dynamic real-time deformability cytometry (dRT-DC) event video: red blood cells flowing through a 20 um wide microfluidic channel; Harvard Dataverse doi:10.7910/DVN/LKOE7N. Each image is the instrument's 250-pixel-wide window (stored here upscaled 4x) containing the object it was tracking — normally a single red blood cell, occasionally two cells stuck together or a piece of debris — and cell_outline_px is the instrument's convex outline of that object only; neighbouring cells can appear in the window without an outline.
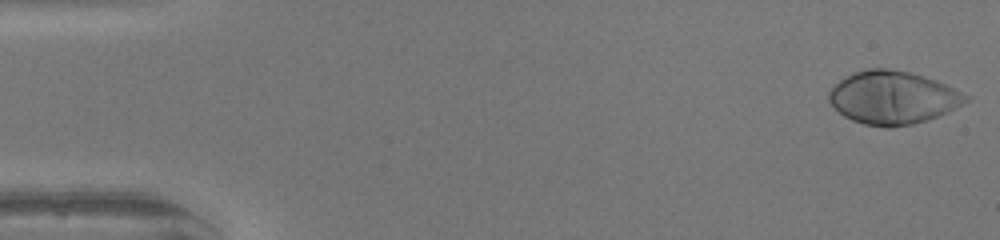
{"species": "human", "species_latin": "Homo sapiens", "temperature_condition": "warm", "stored_images_in_passage": 49, "camera_frame_rate_fps": 3000, "um_per_image_px": 0.085, "donor": {"sex": "female"}, "frame": {"image": 1, "passage_image": 1, "time_ms": 0.0, "image_size_px": [1000, 240], "cell_outline_px": [[972, 96], [968, 100], [948, 112], [928, 120], [912, 124], [888, 128], [884, 128], [864, 124], [852, 120], [844, 116], [828, 100], [828, 92], [844, 76], [852, 72], [868, 68], [884, 68], [912, 72], [936, 80]], "centroid_in_image_um": [75.9, 8.29], "position_along_channel_um": 9.1, "area_um2": 42.48}}
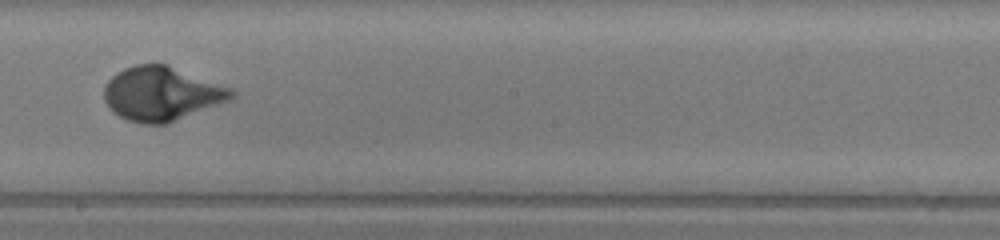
{"frame": {"image": 2, "passage_image": 28, "time_ms": 9.0, "image_size_px": [1000, 240], "cell_outline_px": [[240, 92], [236, 96], [228, 100], [168, 124], [144, 124], [128, 120], [112, 112], [108, 108], [104, 100], [104, 84], [116, 72], [124, 68], [136, 64], [164, 64], [232, 88]], "centroid_in_image_um": [13.71, 7.97], "position_along_channel_um": 234.5, "area_um2": 40.11}}
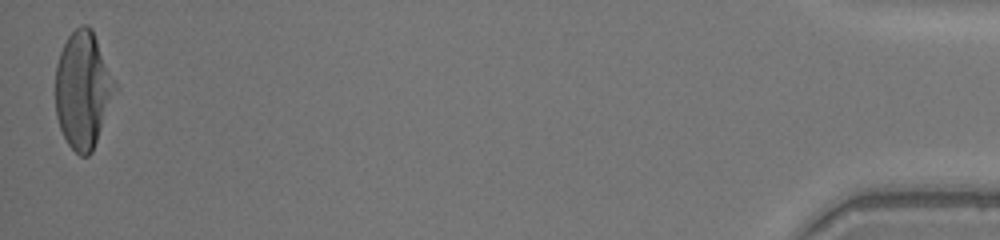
{"frame": {"image": 3, "passage_image": 49, "time_ms": 16.0, "image_size_px": [1000, 240], "cell_outline_px": [[120, 88], [92, 152], [88, 156], [80, 156], [68, 144], [60, 128], [56, 116], [56, 64], [60, 52], [68, 36], [80, 24], [88, 24], [92, 28]], "centroid_in_image_um": [7.11, 7.63], "position_along_channel_um": 428.1, "area_um2": 41.44}, "authors_computed_cell_mechanics": {"area_um2": 39.593, "velocity_mm_per_s": 4.1563, "shape_relaxation_time_tau1_ms": 3.2315, "shape_relaxation_time_tau2_ms": null, "deformation_change_tau1": 0.2378, "deformation_change_tau2": null}}